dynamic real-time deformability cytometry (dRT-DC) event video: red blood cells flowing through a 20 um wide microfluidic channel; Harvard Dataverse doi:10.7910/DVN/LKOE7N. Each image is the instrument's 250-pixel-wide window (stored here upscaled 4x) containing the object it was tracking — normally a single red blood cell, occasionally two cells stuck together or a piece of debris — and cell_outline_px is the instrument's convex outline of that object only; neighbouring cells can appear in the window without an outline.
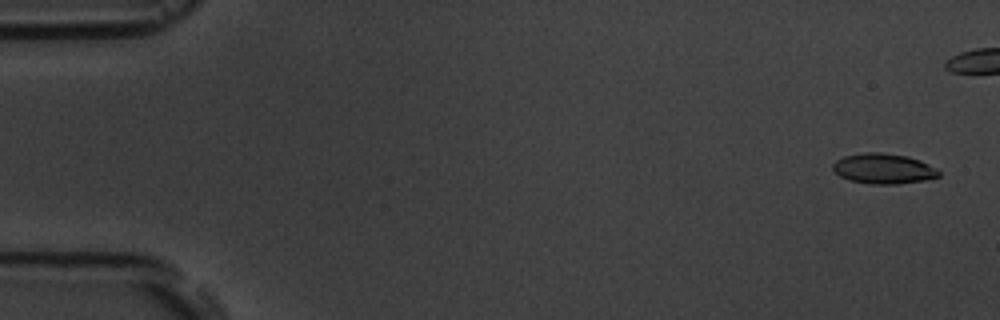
{"species": "common noctule bat (a hibernating species)", "species_latin": "Nyctalus noctula", "temperature_condition": "room temperature", "stored_images_in_passage": 6, "camera_frame_rate_fps": 3000, "um_per_image_px": 0.085, "animal": {"sex": "male", "body_mass_g": 19.5, "forearm_length_mm": 54.6}, "frame": {"image": 1, "passage_image": 1, "time_ms": 0.0, "image_size_px": [1000, 320], "cell_outline_px": [[940, 176], [924, 180], [896, 184], [872, 184], [848, 180], [840, 176], [832, 168], [832, 164], [836, 160], [844, 156], [864, 152], [880, 152], [908, 156], [920, 160], [936, 168], [940, 172]], "centroid_in_image_um": [75.09, 14.33], "position_along_channel_um": 9.9, "area_um2": 18.73}}